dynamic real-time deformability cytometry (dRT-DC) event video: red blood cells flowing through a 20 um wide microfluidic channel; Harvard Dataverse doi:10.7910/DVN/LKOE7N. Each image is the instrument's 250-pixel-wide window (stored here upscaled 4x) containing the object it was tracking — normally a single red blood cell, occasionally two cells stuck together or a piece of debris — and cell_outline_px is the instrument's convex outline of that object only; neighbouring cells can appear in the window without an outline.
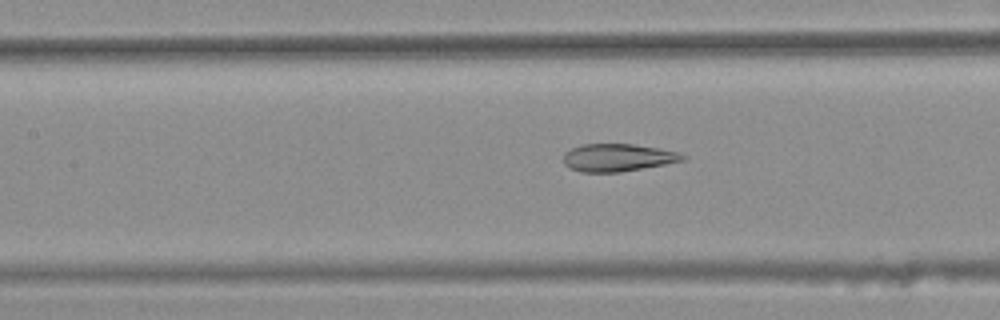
{"species": "common noctule bat (a hibernating species)", "species_latin": "Nyctalus noctula", "temperature_condition": "warm", "stored_images_in_passage": 37, "camera_frame_rate_fps": 3000, "um_per_image_px": 0.085, "animal": {"sex": "female", "body_mass_g": 25.1}, "frame": {"image": 1, "passage_image": 13, "time_ms": 4.0, "image_size_px": [1000, 320], "cell_outline_px": [[688, 156], [684, 160], [664, 164], [620, 172], [580, 172], [568, 168], [564, 164], [564, 152], [572, 148], [584, 144], [632, 144], [660, 148], [676, 152]], "centroid_in_image_um": [52.48, 13.4], "position_along_channel_um": 154.9, "area_um2": 19.13}}
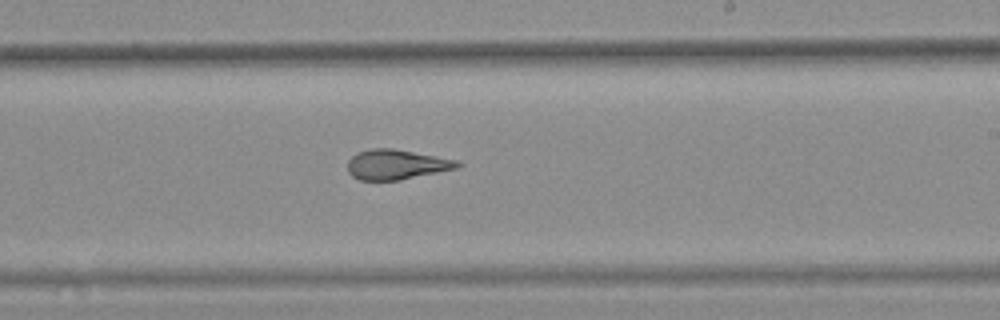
{"frame": {"image": 2, "passage_image": 21, "time_ms": 6.667, "image_size_px": [1000, 320], "cell_outline_px": [[464, 164], [456, 168], [400, 180], [360, 180], [352, 176], [348, 172], [348, 160], [356, 152], [372, 148], [392, 148], [436, 156], [456, 160]], "centroid_in_image_um": [33.66, 13.98], "position_along_channel_um": 255.3, "area_um2": 19.07}}
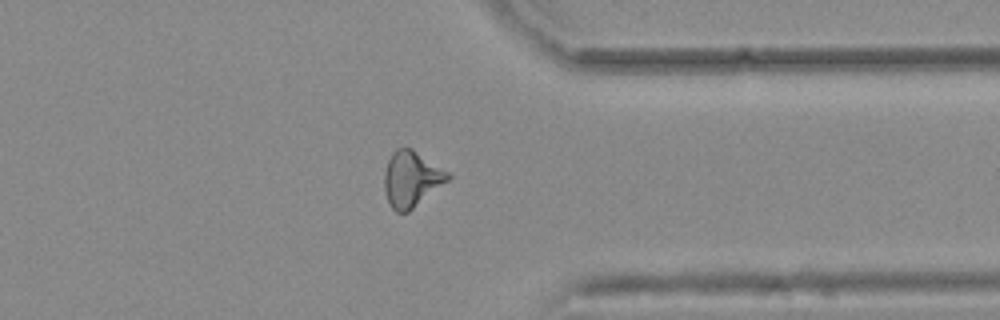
{"frame": {"image": 3, "passage_image": 31, "time_ms": 10.0, "image_size_px": [1000, 320], "cell_outline_px": [[452, 176], [448, 180], [408, 212], [396, 212], [392, 208], [388, 200], [384, 188], [384, 172], [388, 160], [392, 152], [396, 148], [412, 148], [448, 172]], "centroid_in_image_um": [34.95, 15.2], "position_along_channel_um": 376.5, "area_um2": 20.35}, "authors_computed_cell_mechanics": {"area_um2": 19.8254, "velocity_mm_per_s": 3.7791, "shape_relaxation_time_tau1_ms": null, "shape_relaxation_time_tau2_ms": 1.719, "deformation_change_tau1": null, "deformation_change_tau2": 0.1021}}